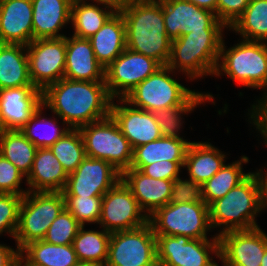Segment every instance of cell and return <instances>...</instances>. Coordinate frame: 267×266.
Segmentation results:
<instances>
[{"label": "cell", "mask_w": 267, "mask_h": 266, "mask_svg": "<svg viewBox=\"0 0 267 266\" xmlns=\"http://www.w3.org/2000/svg\"><path fill=\"white\" fill-rule=\"evenodd\" d=\"M112 101L105 81L62 78L42 91L43 107L52 110L70 129L108 117Z\"/></svg>", "instance_id": "6da1fadb"}, {"label": "cell", "mask_w": 267, "mask_h": 266, "mask_svg": "<svg viewBox=\"0 0 267 266\" xmlns=\"http://www.w3.org/2000/svg\"><path fill=\"white\" fill-rule=\"evenodd\" d=\"M119 12L125 21L126 47L166 66L172 40L164 25L162 0H133Z\"/></svg>", "instance_id": "7a4b0ae2"}, {"label": "cell", "mask_w": 267, "mask_h": 266, "mask_svg": "<svg viewBox=\"0 0 267 266\" xmlns=\"http://www.w3.org/2000/svg\"><path fill=\"white\" fill-rule=\"evenodd\" d=\"M262 210L263 189L257 175L252 172L224 197L209 205L210 223L212 228L225 226L217 236L229 231L250 230L260 227L255 218Z\"/></svg>", "instance_id": "3957f363"}, {"label": "cell", "mask_w": 267, "mask_h": 266, "mask_svg": "<svg viewBox=\"0 0 267 266\" xmlns=\"http://www.w3.org/2000/svg\"><path fill=\"white\" fill-rule=\"evenodd\" d=\"M223 30L190 32L171 41L167 66L180 70L192 80L214 75L219 61ZM177 68V69H176Z\"/></svg>", "instance_id": "277c9868"}, {"label": "cell", "mask_w": 267, "mask_h": 266, "mask_svg": "<svg viewBox=\"0 0 267 266\" xmlns=\"http://www.w3.org/2000/svg\"><path fill=\"white\" fill-rule=\"evenodd\" d=\"M225 48L223 40L214 76H220L221 72H224L244 87L266 90L267 43L242 40L228 50ZM263 96L258 100V104L252 105L251 112L267 98V93Z\"/></svg>", "instance_id": "5b68a950"}, {"label": "cell", "mask_w": 267, "mask_h": 266, "mask_svg": "<svg viewBox=\"0 0 267 266\" xmlns=\"http://www.w3.org/2000/svg\"><path fill=\"white\" fill-rule=\"evenodd\" d=\"M65 208L62 192H27L19 208L15 241L18 250L32 241L43 240L51 223Z\"/></svg>", "instance_id": "8992f818"}, {"label": "cell", "mask_w": 267, "mask_h": 266, "mask_svg": "<svg viewBox=\"0 0 267 266\" xmlns=\"http://www.w3.org/2000/svg\"><path fill=\"white\" fill-rule=\"evenodd\" d=\"M79 130L86 156L107 161L121 174L130 169L133 149L111 115L84 125Z\"/></svg>", "instance_id": "52a82bcc"}, {"label": "cell", "mask_w": 267, "mask_h": 266, "mask_svg": "<svg viewBox=\"0 0 267 266\" xmlns=\"http://www.w3.org/2000/svg\"><path fill=\"white\" fill-rule=\"evenodd\" d=\"M155 235L208 239L211 230L209 206L204 202L168 203L148 217Z\"/></svg>", "instance_id": "ba28073f"}, {"label": "cell", "mask_w": 267, "mask_h": 266, "mask_svg": "<svg viewBox=\"0 0 267 266\" xmlns=\"http://www.w3.org/2000/svg\"><path fill=\"white\" fill-rule=\"evenodd\" d=\"M174 71L167 65L159 68L132 89L124 99L136 108L149 112L182 106L195 91L173 79Z\"/></svg>", "instance_id": "9c48e42d"}, {"label": "cell", "mask_w": 267, "mask_h": 266, "mask_svg": "<svg viewBox=\"0 0 267 266\" xmlns=\"http://www.w3.org/2000/svg\"><path fill=\"white\" fill-rule=\"evenodd\" d=\"M104 266H158L156 236L151 224L112 232Z\"/></svg>", "instance_id": "30bf717a"}, {"label": "cell", "mask_w": 267, "mask_h": 266, "mask_svg": "<svg viewBox=\"0 0 267 266\" xmlns=\"http://www.w3.org/2000/svg\"><path fill=\"white\" fill-rule=\"evenodd\" d=\"M159 266H218L209 252L219 258V237L190 239L187 236L155 235Z\"/></svg>", "instance_id": "8fae6325"}, {"label": "cell", "mask_w": 267, "mask_h": 266, "mask_svg": "<svg viewBox=\"0 0 267 266\" xmlns=\"http://www.w3.org/2000/svg\"><path fill=\"white\" fill-rule=\"evenodd\" d=\"M26 48L29 76L34 87L43 91L50 84L64 78L66 36L36 39Z\"/></svg>", "instance_id": "7c38bea8"}, {"label": "cell", "mask_w": 267, "mask_h": 266, "mask_svg": "<svg viewBox=\"0 0 267 266\" xmlns=\"http://www.w3.org/2000/svg\"><path fill=\"white\" fill-rule=\"evenodd\" d=\"M143 213L130 188L120 179L103 195L98 224L110 233L132 230L148 223Z\"/></svg>", "instance_id": "4fadbf2b"}, {"label": "cell", "mask_w": 267, "mask_h": 266, "mask_svg": "<svg viewBox=\"0 0 267 266\" xmlns=\"http://www.w3.org/2000/svg\"><path fill=\"white\" fill-rule=\"evenodd\" d=\"M162 65L155 59L126 48L106 69L105 84L110 96L124 98Z\"/></svg>", "instance_id": "5bb4252c"}, {"label": "cell", "mask_w": 267, "mask_h": 266, "mask_svg": "<svg viewBox=\"0 0 267 266\" xmlns=\"http://www.w3.org/2000/svg\"><path fill=\"white\" fill-rule=\"evenodd\" d=\"M162 8L167 36L171 40L190 32L227 28L214 12L186 0H162Z\"/></svg>", "instance_id": "9a60e30c"}, {"label": "cell", "mask_w": 267, "mask_h": 266, "mask_svg": "<svg viewBox=\"0 0 267 266\" xmlns=\"http://www.w3.org/2000/svg\"><path fill=\"white\" fill-rule=\"evenodd\" d=\"M121 179V173L110 163L86 156L68 175L64 196H103Z\"/></svg>", "instance_id": "2e32d148"}, {"label": "cell", "mask_w": 267, "mask_h": 266, "mask_svg": "<svg viewBox=\"0 0 267 266\" xmlns=\"http://www.w3.org/2000/svg\"><path fill=\"white\" fill-rule=\"evenodd\" d=\"M218 237L223 266H261L267 249V235L260 227L229 231Z\"/></svg>", "instance_id": "e0dca14e"}, {"label": "cell", "mask_w": 267, "mask_h": 266, "mask_svg": "<svg viewBox=\"0 0 267 266\" xmlns=\"http://www.w3.org/2000/svg\"><path fill=\"white\" fill-rule=\"evenodd\" d=\"M119 101L125 106L114 104L113 100L110 115L118 124L132 149L162 137L153 112L136 108L124 98H119Z\"/></svg>", "instance_id": "ac0fdd59"}, {"label": "cell", "mask_w": 267, "mask_h": 266, "mask_svg": "<svg viewBox=\"0 0 267 266\" xmlns=\"http://www.w3.org/2000/svg\"><path fill=\"white\" fill-rule=\"evenodd\" d=\"M42 105V90L34 86L0 90V113L6 130H20Z\"/></svg>", "instance_id": "d6986e66"}, {"label": "cell", "mask_w": 267, "mask_h": 266, "mask_svg": "<svg viewBox=\"0 0 267 266\" xmlns=\"http://www.w3.org/2000/svg\"><path fill=\"white\" fill-rule=\"evenodd\" d=\"M32 16L31 0H0V43L32 42Z\"/></svg>", "instance_id": "ffe728a7"}, {"label": "cell", "mask_w": 267, "mask_h": 266, "mask_svg": "<svg viewBox=\"0 0 267 266\" xmlns=\"http://www.w3.org/2000/svg\"><path fill=\"white\" fill-rule=\"evenodd\" d=\"M121 179L130 188L147 217L170 201L172 180L154 179L132 168L125 170L121 174Z\"/></svg>", "instance_id": "44dd1931"}, {"label": "cell", "mask_w": 267, "mask_h": 266, "mask_svg": "<svg viewBox=\"0 0 267 266\" xmlns=\"http://www.w3.org/2000/svg\"><path fill=\"white\" fill-rule=\"evenodd\" d=\"M64 78L74 81H105V68L96 60L89 39L66 37Z\"/></svg>", "instance_id": "7402d4cb"}, {"label": "cell", "mask_w": 267, "mask_h": 266, "mask_svg": "<svg viewBox=\"0 0 267 266\" xmlns=\"http://www.w3.org/2000/svg\"><path fill=\"white\" fill-rule=\"evenodd\" d=\"M33 40L62 38L59 31L70 22L73 0H31Z\"/></svg>", "instance_id": "603a6c76"}, {"label": "cell", "mask_w": 267, "mask_h": 266, "mask_svg": "<svg viewBox=\"0 0 267 266\" xmlns=\"http://www.w3.org/2000/svg\"><path fill=\"white\" fill-rule=\"evenodd\" d=\"M68 174L49 148H38L26 177L29 192H62Z\"/></svg>", "instance_id": "cb8c5ba5"}, {"label": "cell", "mask_w": 267, "mask_h": 266, "mask_svg": "<svg viewBox=\"0 0 267 266\" xmlns=\"http://www.w3.org/2000/svg\"><path fill=\"white\" fill-rule=\"evenodd\" d=\"M89 40L96 60L106 69L127 48L122 14L116 11Z\"/></svg>", "instance_id": "d4e9b609"}, {"label": "cell", "mask_w": 267, "mask_h": 266, "mask_svg": "<svg viewBox=\"0 0 267 266\" xmlns=\"http://www.w3.org/2000/svg\"><path fill=\"white\" fill-rule=\"evenodd\" d=\"M182 138L161 137L153 142L140 145L133 149V159L130 168L142 170L146 165L159 161H185L190 145Z\"/></svg>", "instance_id": "484cf974"}, {"label": "cell", "mask_w": 267, "mask_h": 266, "mask_svg": "<svg viewBox=\"0 0 267 266\" xmlns=\"http://www.w3.org/2000/svg\"><path fill=\"white\" fill-rule=\"evenodd\" d=\"M21 86H33L26 45L0 43V90Z\"/></svg>", "instance_id": "4316f807"}, {"label": "cell", "mask_w": 267, "mask_h": 266, "mask_svg": "<svg viewBox=\"0 0 267 266\" xmlns=\"http://www.w3.org/2000/svg\"><path fill=\"white\" fill-rule=\"evenodd\" d=\"M225 156L211 143L191 142L184 162L189 179L200 185L204 184L224 166Z\"/></svg>", "instance_id": "83f0119b"}, {"label": "cell", "mask_w": 267, "mask_h": 266, "mask_svg": "<svg viewBox=\"0 0 267 266\" xmlns=\"http://www.w3.org/2000/svg\"><path fill=\"white\" fill-rule=\"evenodd\" d=\"M20 257L29 266H77L80 263L72 244L56 245L44 240L25 245L20 250Z\"/></svg>", "instance_id": "f1b7e54d"}, {"label": "cell", "mask_w": 267, "mask_h": 266, "mask_svg": "<svg viewBox=\"0 0 267 266\" xmlns=\"http://www.w3.org/2000/svg\"><path fill=\"white\" fill-rule=\"evenodd\" d=\"M103 8L89 4L85 0H73L71 4L70 22L74 26L73 36L83 39L92 37L116 10L104 4Z\"/></svg>", "instance_id": "f546056e"}, {"label": "cell", "mask_w": 267, "mask_h": 266, "mask_svg": "<svg viewBox=\"0 0 267 266\" xmlns=\"http://www.w3.org/2000/svg\"><path fill=\"white\" fill-rule=\"evenodd\" d=\"M111 233L102 231L84 230L82 226L72 246L80 263L104 266L108 257V246Z\"/></svg>", "instance_id": "4dcf8cb0"}, {"label": "cell", "mask_w": 267, "mask_h": 266, "mask_svg": "<svg viewBox=\"0 0 267 266\" xmlns=\"http://www.w3.org/2000/svg\"><path fill=\"white\" fill-rule=\"evenodd\" d=\"M38 148L20 130H6L0 136V154L28 176Z\"/></svg>", "instance_id": "1f68e13d"}, {"label": "cell", "mask_w": 267, "mask_h": 266, "mask_svg": "<svg viewBox=\"0 0 267 266\" xmlns=\"http://www.w3.org/2000/svg\"><path fill=\"white\" fill-rule=\"evenodd\" d=\"M249 158L242 156L241 160L232 164H224L208 181L202 184L203 201L209 206L215 200L224 197L232 188L238 186L250 174L243 173L242 163H248Z\"/></svg>", "instance_id": "d6a6232c"}, {"label": "cell", "mask_w": 267, "mask_h": 266, "mask_svg": "<svg viewBox=\"0 0 267 266\" xmlns=\"http://www.w3.org/2000/svg\"><path fill=\"white\" fill-rule=\"evenodd\" d=\"M229 29L239 33L243 40L267 43V0H250Z\"/></svg>", "instance_id": "836d02e7"}, {"label": "cell", "mask_w": 267, "mask_h": 266, "mask_svg": "<svg viewBox=\"0 0 267 266\" xmlns=\"http://www.w3.org/2000/svg\"><path fill=\"white\" fill-rule=\"evenodd\" d=\"M212 94H204L195 92L182 106L172 107L168 109H158L153 112L155 120L157 121L162 137L181 138L178 130L181 128V114H187L193 111L194 107L205 101L213 102Z\"/></svg>", "instance_id": "e575fe53"}, {"label": "cell", "mask_w": 267, "mask_h": 266, "mask_svg": "<svg viewBox=\"0 0 267 266\" xmlns=\"http://www.w3.org/2000/svg\"><path fill=\"white\" fill-rule=\"evenodd\" d=\"M69 175L86 157L83 137L79 129H70L49 147Z\"/></svg>", "instance_id": "d590c367"}, {"label": "cell", "mask_w": 267, "mask_h": 266, "mask_svg": "<svg viewBox=\"0 0 267 266\" xmlns=\"http://www.w3.org/2000/svg\"><path fill=\"white\" fill-rule=\"evenodd\" d=\"M43 105L35 112L31 119L20 129V131L29 139L37 148H49L52 146L58 139H60L67 131L70 130L69 127L58 128L57 121L53 119L47 120L41 116L43 111ZM42 117V118H41ZM39 124V125H38ZM43 125L45 128L47 126L48 130L44 134H38L35 127ZM50 126V127H48ZM44 129V128H43ZM40 135V136H38Z\"/></svg>", "instance_id": "8d00e7d4"}, {"label": "cell", "mask_w": 267, "mask_h": 266, "mask_svg": "<svg viewBox=\"0 0 267 266\" xmlns=\"http://www.w3.org/2000/svg\"><path fill=\"white\" fill-rule=\"evenodd\" d=\"M65 208L82 225L87 223H97L101 217V207L103 196H64Z\"/></svg>", "instance_id": "74e56055"}, {"label": "cell", "mask_w": 267, "mask_h": 266, "mask_svg": "<svg viewBox=\"0 0 267 266\" xmlns=\"http://www.w3.org/2000/svg\"><path fill=\"white\" fill-rule=\"evenodd\" d=\"M82 225L64 208L47 230L44 241L50 244H72Z\"/></svg>", "instance_id": "f35d334b"}, {"label": "cell", "mask_w": 267, "mask_h": 266, "mask_svg": "<svg viewBox=\"0 0 267 266\" xmlns=\"http://www.w3.org/2000/svg\"><path fill=\"white\" fill-rule=\"evenodd\" d=\"M22 198L21 195L0 193V234L6 232L15 238Z\"/></svg>", "instance_id": "ab89813d"}, {"label": "cell", "mask_w": 267, "mask_h": 266, "mask_svg": "<svg viewBox=\"0 0 267 266\" xmlns=\"http://www.w3.org/2000/svg\"><path fill=\"white\" fill-rule=\"evenodd\" d=\"M23 177L22 172L0 154V193L24 196L28 190L20 188Z\"/></svg>", "instance_id": "60d3db41"}, {"label": "cell", "mask_w": 267, "mask_h": 266, "mask_svg": "<svg viewBox=\"0 0 267 266\" xmlns=\"http://www.w3.org/2000/svg\"><path fill=\"white\" fill-rule=\"evenodd\" d=\"M203 201L202 185L193 180H173L172 192L169 203H193Z\"/></svg>", "instance_id": "b9f144b4"}, {"label": "cell", "mask_w": 267, "mask_h": 266, "mask_svg": "<svg viewBox=\"0 0 267 266\" xmlns=\"http://www.w3.org/2000/svg\"><path fill=\"white\" fill-rule=\"evenodd\" d=\"M250 0H218L216 16L228 29L244 13Z\"/></svg>", "instance_id": "7bdbcfd3"}, {"label": "cell", "mask_w": 267, "mask_h": 266, "mask_svg": "<svg viewBox=\"0 0 267 266\" xmlns=\"http://www.w3.org/2000/svg\"><path fill=\"white\" fill-rule=\"evenodd\" d=\"M185 161H159L146 165L141 172L148 177L154 179L175 180L180 173V169L184 167Z\"/></svg>", "instance_id": "ee69618b"}, {"label": "cell", "mask_w": 267, "mask_h": 266, "mask_svg": "<svg viewBox=\"0 0 267 266\" xmlns=\"http://www.w3.org/2000/svg\"><path fill=\"white\" fill-rule=\"evenodd\" d=\"M249 115L253 125L263 136L265 145H267V99L263 100Z\"/></svg>", "instance_id": "f6af8a7d"}, {"label": "cell", "mask_w": 267, "mask_h": 266, "mask_svg": "<svg viewBox=\"0 0 267 266\" xmlns=\"http://www.w3.org/2000/svg\"><path fill=\"white\" fill-rule=\"evenodd\" d=\"M20 250L0 244V266H17Z\"/></svg>", "instance_id": "bcb514c9"}, {"label": "cell", "mask_w": 267, "mask_h": 266, "mask_svg": "<svg viewBox=\"0 0 267 266\" xmlns=\"http://www.w3.org/2000/svg\"><path fill=\"white\" fill-rule=\"evenodd\" d=\"M93 1H95L99 5L102 4V6L103 4L109 5L113 7L116 11H119L123 9L124 7H126L133 0H93Z\"/></svg>", "instance_id": "7dc6e473"}, {"label": "cell", "mask_w": 267, "mask_h": 266, "mask_svg": "<svg viewBox=\"0 0 267 266\" xmlns=\"http://www.w3.org/2000/svg\"><path fill=\"white\" fill-rule=\"evenodd\" d=\"M186 1L191 2L200 8L210 10L216 14V7L218 0H186Z\"/></svg>", "instance_id": "c3c4849f"}, {"label": "cell", "mask_w": 267, "mask_h": 266, "mask_svg": "<svg viewBox=\"0 0 267 266\" xmlns=\"http://www.w3.org/2000/svg\"><path fill=\"white\" fill-rule=\"evenodd\" d=\"M259 171L255 172V174L257 175L258 180L261 182L262 189H264L267 186V170L265 173H263L262 169H260Z\"/></svg>", "instance_id": "681fc988"}, {"label": "cell", "mask_w": 267, "mask_h": 266, "mask_svg": "<svg viewBox=\"0 0 267 266\" xmlns=\"http://www.w3.org/2000/svg\"><path fill=\"white\" fill-rule=\"evenodd\" d=\"M263 207L267 208V186L263 189Z\"/></svg>", "instance_id": "f907efd6"}, {"label": "cell", "mask_w": 267, "mask_h": 266, "mask_svg": "<svg viewBox=\"0 0 267 266\" xmlns=\"http://www.w3.org/2000/svg\"><path fill=\"white\" fill-rule=\"evenodd\" d=\"M6 131L5 125L3 124L1 113H0V136Z\"/></svg>", "instance_id": "816d5d0a"}, {"label": "cell", "mask_w": 267, "mask_h": 266, "mask_svg": "<svg viewBox=\"0 0 267 266\" xmlns=\"http://www.w3.org/2000/svg\"><path fill=\"white\" fill-rule=\"evenodd\" d=\"M261 266H267V249H266L264 256L262 258Z\"/></svg>", "instance_id": "f5cc1de1"}, {"label": "cell", "mask_w": 267, "mask_h": 266, "mask_svg": "<svg viewBox=\"0 0 267 266\" xmlns=\"http://www.w3.org/2000/svg\"><path fill=\"white\" fill-rule=\"evenodd\" d=\"M77 266H96L93 264H85V263H79Z\"/></svg>", "instance_id": "db71d44e"}]
</instances>
